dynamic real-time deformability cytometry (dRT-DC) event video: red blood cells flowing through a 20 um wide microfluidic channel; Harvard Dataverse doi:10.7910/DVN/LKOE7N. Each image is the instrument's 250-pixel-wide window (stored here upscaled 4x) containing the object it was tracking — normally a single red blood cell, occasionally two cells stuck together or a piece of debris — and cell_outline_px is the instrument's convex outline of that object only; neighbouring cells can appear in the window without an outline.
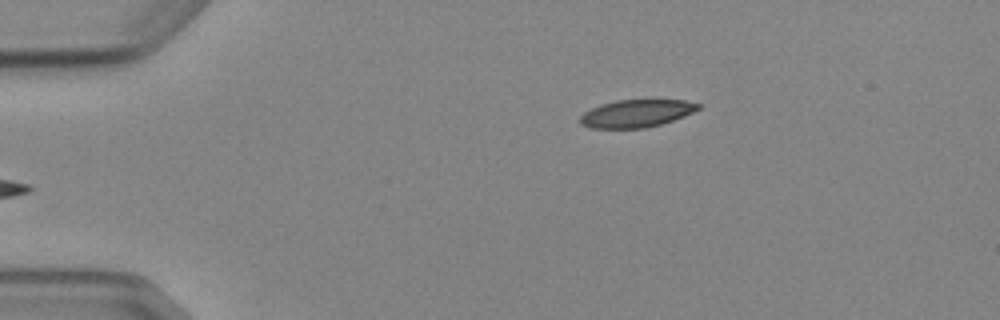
{"species": "Egyptian fruit bat (a non-hibernating species)", "species_latin": "Rousettus aegyptiacus", "temperature_condition": "cold", "stored_images_in_passage": 6, "camera_frame_rate_fps": 3000, "um_per_image_px": 0.085, "animal": {"sex": "female"}, "frame": {"image": 1, "passage_image": 6, "time_ms": 5.667, "image_size_px": [1000, 320], "cell_outline_px": [[700, 108], [684, 116], [660, 124], [644, 128], [592, 128], [580, 124], [580, 116], [584, 112], [600, 104], [616, 100], [684, 100], [700, 104]], "centroid_in_image_um": [54.07, 9.64], "position_along_channel_um": 30.9, "area_um2": 18.84}}